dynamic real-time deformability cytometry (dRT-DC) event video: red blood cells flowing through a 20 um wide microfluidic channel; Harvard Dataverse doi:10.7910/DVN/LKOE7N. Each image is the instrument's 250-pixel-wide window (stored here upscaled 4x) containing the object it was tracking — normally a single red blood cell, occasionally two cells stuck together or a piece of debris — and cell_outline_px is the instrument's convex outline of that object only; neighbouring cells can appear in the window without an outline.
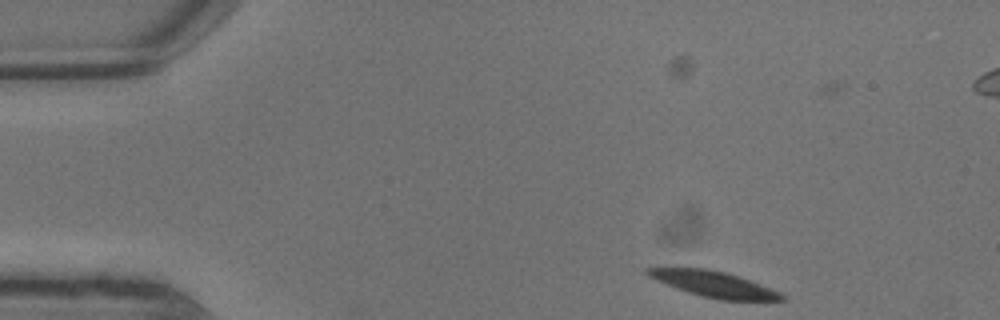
{"species": "common noctule bat (a hibernating species)", "species_latin": "Nyctalus noctula", "temperature_condition": "warm", "stored_images_in_passage": 6, "camera_frame_rate_fps": 3000, "um_per_image_px": 0.085, "animal": {"sex": "male", "body_mass_g": 13.3}, "frame": {"image": 1, "passage_image": 2, "time_ms": 0.333, "image_size_px": [1000, 320], "cell_outline_px": [[788, 300], [720, 300], [704, 296], [668, 284], [648, 276], [644, 272], [644, 268], [708, 268], [724, 272], [760, 284], [780, 292]], "centroid_in_image_um": [60.71, 24.14], "position_along_channel_um": 24.3, "area_um2": 19.48}}